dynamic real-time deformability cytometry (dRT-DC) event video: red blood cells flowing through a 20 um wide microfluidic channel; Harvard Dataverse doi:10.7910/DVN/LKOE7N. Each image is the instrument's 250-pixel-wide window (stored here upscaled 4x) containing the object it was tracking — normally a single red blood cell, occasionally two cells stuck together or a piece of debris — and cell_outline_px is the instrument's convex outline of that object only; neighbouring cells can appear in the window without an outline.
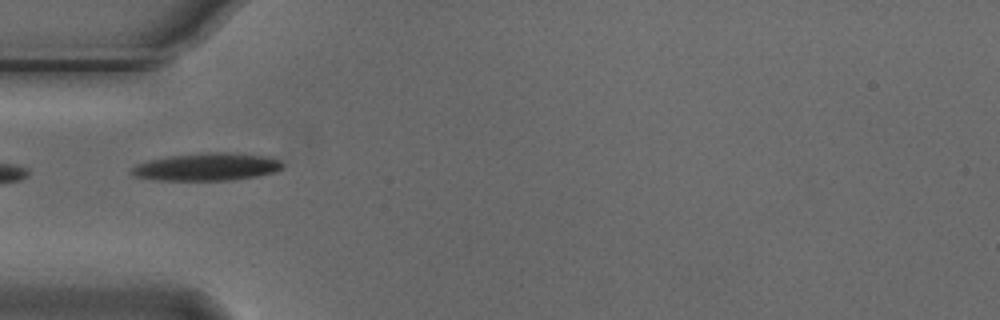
{"species": "Egyptian fruit bat (a non-hibernating species)", "species_latin": "Rousettus aegyptiacus", "temperature_condition": "cold", "stored_images_in_passage": 5, "camera_frame_rate_fps": 3000, "um_per_image_px": 0.085, "animal": {"sex": "male"}, "frame": {"image": 1, "passage_image": 5, "time_ms": 1.333, "image_size_px": [1000, 320], "cell_outline_px": [[284, 168], [276, 172], [256, 176], [232, 180], [156, 180], [136, 176], [128, 172], [136, 164], [148, 160], [168, 156], [208, 152], [228, 152], [268, 156], [280, 160], [284, 164]], "centroid_in_image_um": [17.61, 14.18], "position_along_channel_um": 67.4, "area_um2": 24.51}}